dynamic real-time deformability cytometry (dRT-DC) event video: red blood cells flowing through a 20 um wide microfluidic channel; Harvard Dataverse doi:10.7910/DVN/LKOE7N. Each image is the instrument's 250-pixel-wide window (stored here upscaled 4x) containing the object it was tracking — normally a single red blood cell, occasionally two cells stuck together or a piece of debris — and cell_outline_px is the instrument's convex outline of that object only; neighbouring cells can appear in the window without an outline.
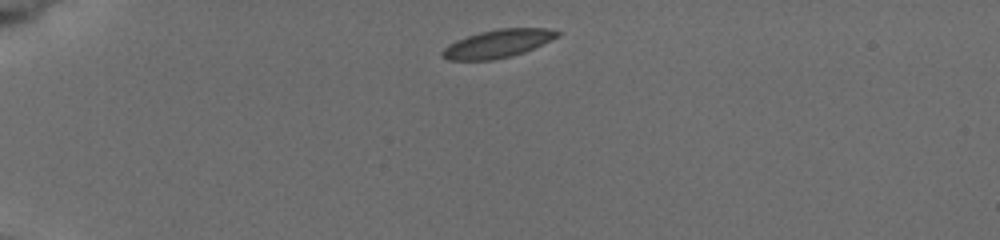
{"species": "common noctule bat (a hibernating species)", "species_latin": "Nyctalus noctula", "temperature_condition": "cold", "stored_images_in_passage": 4, "camera_frame_rate_fps": 3000, "um_per_image_px": 0.085, "animal": {"sex": "female", "body_mass_g": 19.5, "forearm_length_mm": 54.1}, "frame": {"image": 1, "passage_image": 1, "time_ms": 0.0, "image_size_px": [1000, 240], "cell_outline_px": [[560, 36], [524, 52], [512, 56], [492, 60], [448, 60], [440, 56], [440, 52], [448, 44], [456, 40], [480, 32], [500, 28], [548, 28], [560, 32]], "centroid_in_image_um": [42.29, 3.71], "position_along_channel_um": 42.7, "area_um2": 18.84}}
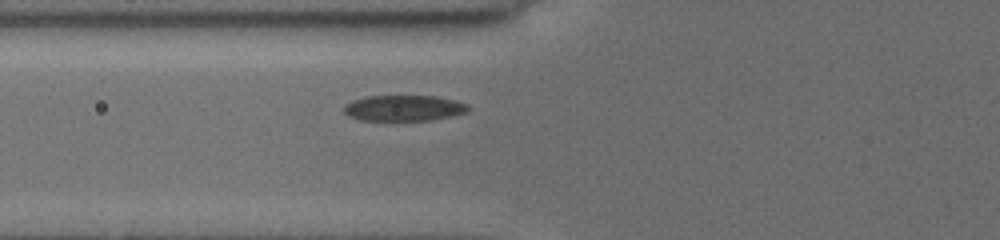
{"frame": {"image": 2, "passage_image": 4, "time_ms": 2.667, "image_size_px": [1000, 240], "cell_outline_px": [[468, 112], [428, 120], [360, 120], [348, 116], [344, 112], [344, 104], [352, 100], [368, 96], [436, 96], [456, 100], [468, 104]], "centroid_in_image_um": [34.3, 9.18], "position_along_channel_um": 91.5, "area_um2": 18.61}}